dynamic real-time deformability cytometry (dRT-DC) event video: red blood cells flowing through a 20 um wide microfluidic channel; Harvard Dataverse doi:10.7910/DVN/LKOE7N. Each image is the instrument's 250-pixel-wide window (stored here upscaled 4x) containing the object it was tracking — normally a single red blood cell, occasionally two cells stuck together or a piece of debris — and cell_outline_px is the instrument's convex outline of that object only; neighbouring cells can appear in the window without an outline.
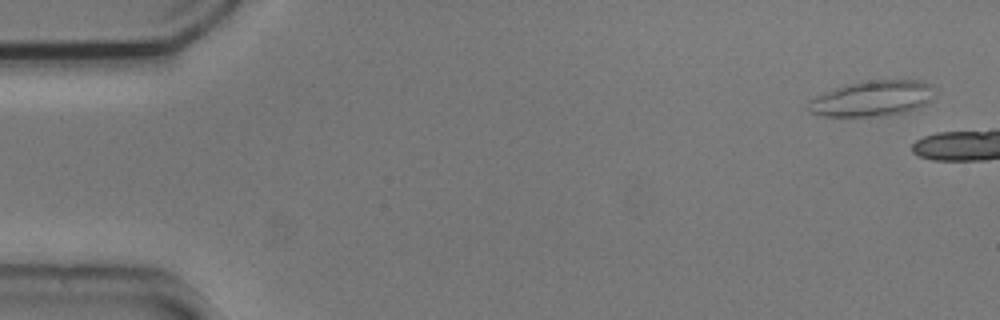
{"species": "common noctule bat (a hibernating species)", "species_latin": "Nyctalus noctula", "temperature_condition": "cold", "stored_images_in_passage": 3, "camera_frame_rate_fps": 3000, "um_per_image_px": 0.085, "animal": {"sex": "male", "body_mass_g": 20.5, "forearm_length_mm": 52.5}, "frame": {"image": 1, "passage_image": 1, "time_ms": 0.0, "image_size_px": [1000, 320], "cell_outline_px": [[928, 100], [924, 104], [904, 112], [876, 116], [824, 116], [808, 112], [808, 100], [816, 96], [836, 88], [852, 84], [876, 80], [920, 80], [928, 84]], "centroid_in_image_um": [74.02, 8.39], "position_along_channel_um": 11.0, "area_um2": 25.09}}